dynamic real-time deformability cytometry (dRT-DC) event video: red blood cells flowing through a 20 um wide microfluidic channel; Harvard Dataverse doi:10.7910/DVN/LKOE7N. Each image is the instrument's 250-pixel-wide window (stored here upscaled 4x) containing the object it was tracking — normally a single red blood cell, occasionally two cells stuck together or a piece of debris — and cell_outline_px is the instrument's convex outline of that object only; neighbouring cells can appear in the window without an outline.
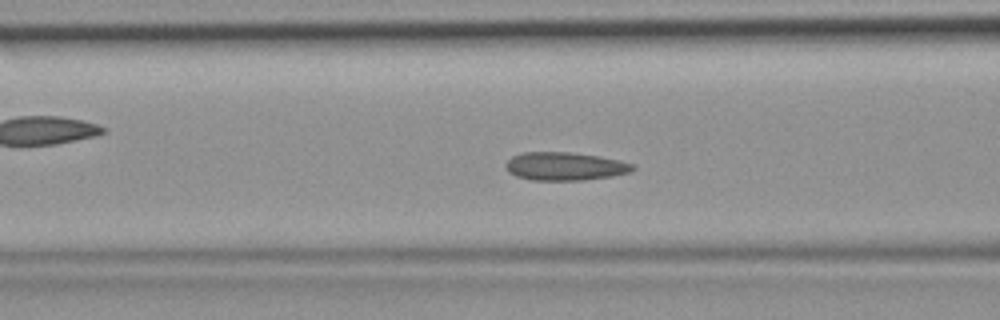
{"species": "common noctule bat (a hibernating species)", "species_latin": "Nyctalus noctula", "temperature_condition": "room temperature", "stored_images_in_passage": 32, "camera_frame_rate_fps": 3000, "um_per_image_px": 0.085, "animal": {"sex": "female", "body_mass_g": 19.9}, "frame": {"image": 1, "passage_image": 5, "time_ms": 1.333, "image_size_px": [1000, 320], "cell_outline_px": [[636, 168], [632, 172], [612, 176], [584, 180], [532, 180], [516, 176], [508, 172], [504, 164], [512, 156], [520, 152], [568, 152], [600, 156], [620, 160], [636, 164]], "centroid_in_image_um": [48.04, 14.13], "position_along_channel_um": 118.6, "area_um2": 21.15}}